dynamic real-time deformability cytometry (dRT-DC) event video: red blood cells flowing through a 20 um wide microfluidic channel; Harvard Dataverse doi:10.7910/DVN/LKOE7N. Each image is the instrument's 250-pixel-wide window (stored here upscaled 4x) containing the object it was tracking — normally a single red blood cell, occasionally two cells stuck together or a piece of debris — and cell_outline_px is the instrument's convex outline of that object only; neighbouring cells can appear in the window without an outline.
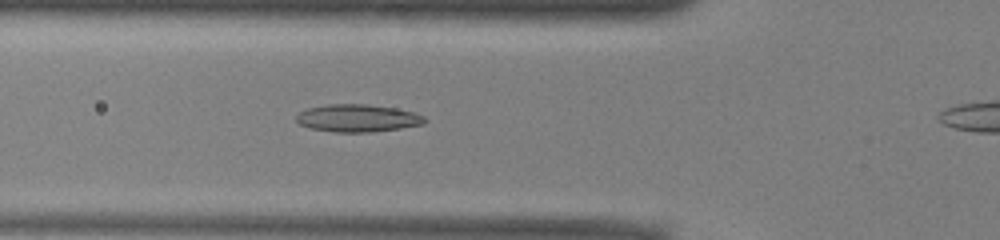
{"species": "common noctule bat (a hibernating species)", "species_latin": "Nyctalus noctula", "temperature_condition": "warm", "stored_images_in_passage": 41, "camera_frame_rate_fps": 3000, "um_per_image_px": 0.085, "animal": {"sex": "male", "body_mass_g": 13.0, "forearm_length_mm": 53.1}, "frame": {"image": 1, "passage_image": 17, "time_ms": 5.333, "image_size_px": [1000, 240], "cell_outline_px": [[428, 120], [424, 124], [400, 128], [372, 132], [336, 132], [312, 128], [300, 124], [296, 120], [296, 116], [300, 112], [308, 108], [328, 104], [368, 104], [396, 108], [412, 112], [424, 116]], "centroid_in_image_um": [30.43, 10.04], "position_along_channel_um": 95.4, "area_um2": 20.52}}
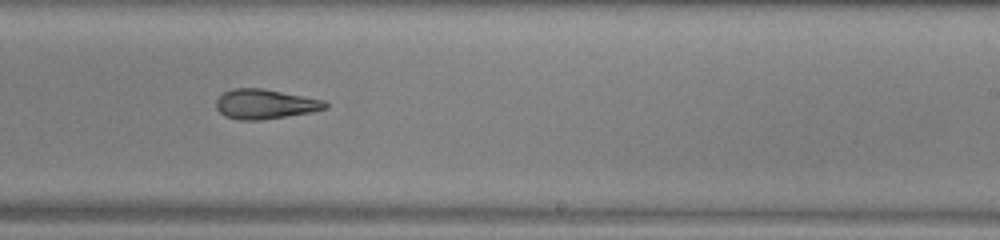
{"frame": {"image": 2, "passage_image": 30, "time_ms": 9.667, "image_size_px": [1000, 240], "cell_outline_px": [[328, 108], [312, 112], [260, 120], [240, 120], [224, 116], [216, 108], [216, 100], [224, 92], [236, 88], [260, 88], [324, 100], [328, 104]], "centroid_in_image_um": [22.53, 8.86], "position_along_channel_um": 266.5, "area_um2": 18.73}}
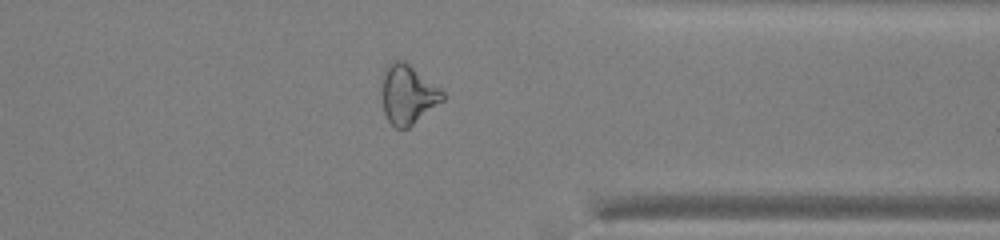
{"frame": {"image": 3, "passage_image": 39, "time_ms": 12.667, "image_size_px": [1000, 240], "cell_outline_px": [[444, 100], [408, 128], [396, 128], [388, 120], [384, 112], [380, 92], [384, 68], [392, 60], [404, 60], [440, 88], [444, 92]], "centroid_in_image_um": [34.63, 8.01], "position_along_channel_um": 376.8, "area_um2": 21.15}}